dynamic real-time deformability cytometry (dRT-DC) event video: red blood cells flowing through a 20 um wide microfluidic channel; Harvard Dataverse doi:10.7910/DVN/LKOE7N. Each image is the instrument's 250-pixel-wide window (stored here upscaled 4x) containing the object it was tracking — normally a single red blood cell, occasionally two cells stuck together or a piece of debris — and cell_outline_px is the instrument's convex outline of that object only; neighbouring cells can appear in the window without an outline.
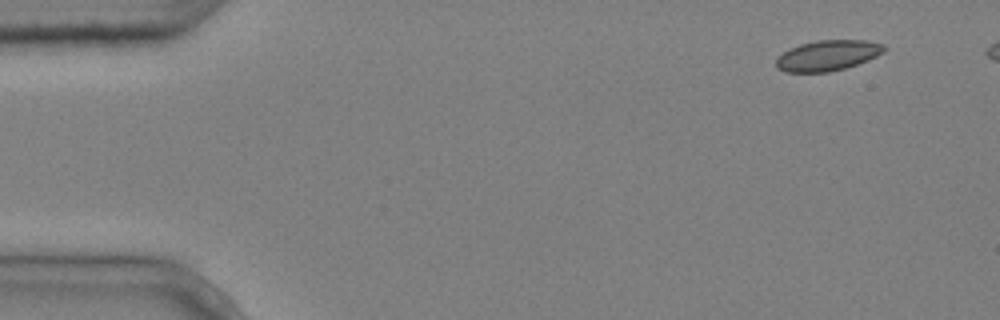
{"species": "common noctule bat (a hibernating species)", "species_latin": "Nyctalus noctula", "temperature_condition": "cold", "stored_images_in_passage": 5, "camera_frame_rate_fps": 3000, "um_per_image_px": 0.085, "animal": {"sex": "male", "body_mass_g": 20.4}, "frame": {"image": 1, "passage_image": 1, "time_ms": 0.0, "image_size_px": [1000, 320], "cell_outline_px": [[888, 48], [884, 52], [868, 60], [844, 68], [828, 72], [784, 72], [776, 68], [776, 60], [784, 52], [800, 44], [816, 40], [864, 40], [884, 44]], "centroid_in_image_um": [70.37, 4.71], "position_along_channel_um": 14.6, "area_um2": 19.13}}